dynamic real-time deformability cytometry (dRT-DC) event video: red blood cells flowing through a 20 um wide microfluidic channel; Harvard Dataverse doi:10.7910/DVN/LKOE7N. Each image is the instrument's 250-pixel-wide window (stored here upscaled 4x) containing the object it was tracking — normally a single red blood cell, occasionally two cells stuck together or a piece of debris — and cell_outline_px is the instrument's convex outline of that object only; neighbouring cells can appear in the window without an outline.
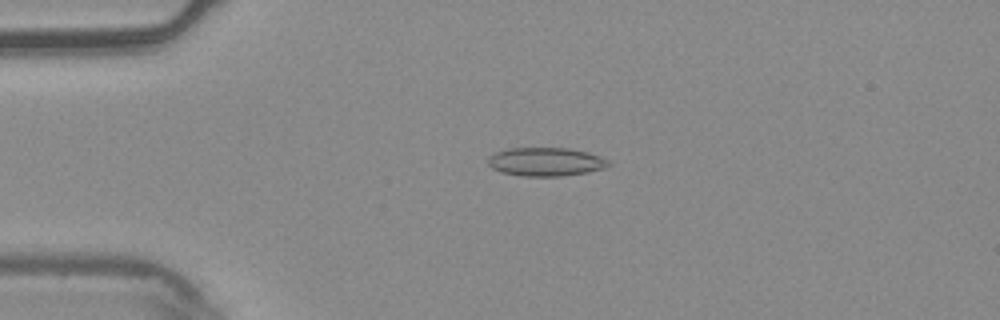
{"species": "common noctule bat (a hibernating species)", "species_latin": "Nyctalus noctula", "temperature_condition": "warm", "stored_images_in_passage": 3, "camera_frame_rate_fps": 3000, "um_per_image_px": 0.085, "animal": {"sex": "male", "body_mass_g": 20.4}, "frame": {"image": 1, "passage_image": 3, "time_ms": 0.667, "image_size_px": [1000, 320], "cell_outline_px": [[612, 164], [604, 168], [588, 172], [560, 176], [520, 176], [500, 172], [492, 168], [488, 164], [488, 156], [496, 152], [508, 148], [568, 148], [588, 152], [600, 156], [608, 160]], "centroid_in_image_um": [46.38, 13.75], "position_along_channel_um": 38.6, "area_um2": 20.17}}